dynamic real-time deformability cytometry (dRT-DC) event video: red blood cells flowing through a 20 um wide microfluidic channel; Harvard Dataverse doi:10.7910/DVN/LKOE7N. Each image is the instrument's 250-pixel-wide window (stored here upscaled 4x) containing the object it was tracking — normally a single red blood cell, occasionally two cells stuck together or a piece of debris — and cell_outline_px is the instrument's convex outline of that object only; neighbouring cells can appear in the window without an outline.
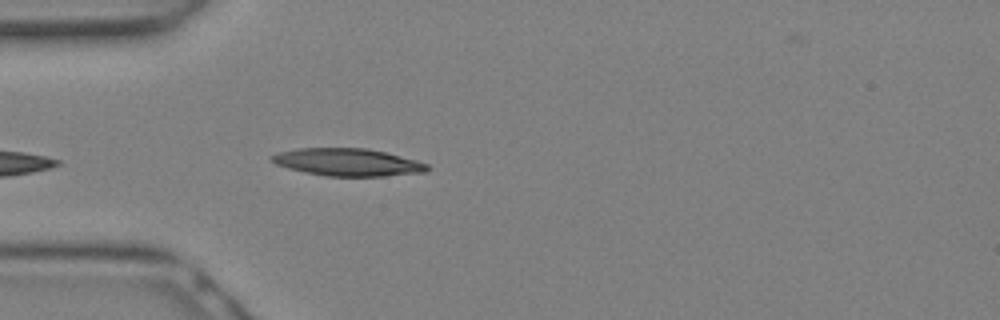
{"species": "Egyptian fruit bat (a non-hibernating species)", "species_latin": "Rousettus aegyptiacus", "temperature_condition": "warm", "stored_images_in_passage": 6, "camera_frame_rate_fps": 3000, "um_per_image_px": 0.085, "animal": {"sex": "female"}, "frame": {"image": 1, "passage_image": 4, "time_ms": 1.0, "image_size_px": [1000, 320], "cell_outline_px": [[428, 168], [424, 172], [384, 176], [324, 176], [304, 172], [288, 168], [276, 164], [268, 156], [276, 152], [300, 148], [368, 148], [416, 160], [428, 164]], "centroid_in_image_um": [29.5, 13.78], "position_along_channel_um": 55.5, "area_um2": 24.85}}
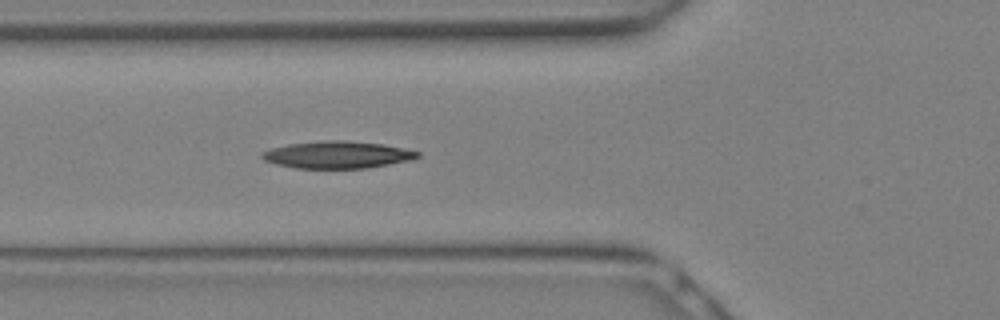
{"frame": {"image": 2, "passage_image": 6, "time_ms": 1.667, "image_size_px": [1000, 320], "cell_outline_px": [[420, 156], [412, 160], [368, 168], [296, 168], [276, 164], [264, 160], [260, 156], [260, 152], [272, 148], [288, 144], [320, 140], [344, 140], [380, 144], [404, 148], [420, 152]], "centroid_in_image_um": [28.66, 13.15], "position_along_channel_um": 97.1, "area_um2": 24.68}}